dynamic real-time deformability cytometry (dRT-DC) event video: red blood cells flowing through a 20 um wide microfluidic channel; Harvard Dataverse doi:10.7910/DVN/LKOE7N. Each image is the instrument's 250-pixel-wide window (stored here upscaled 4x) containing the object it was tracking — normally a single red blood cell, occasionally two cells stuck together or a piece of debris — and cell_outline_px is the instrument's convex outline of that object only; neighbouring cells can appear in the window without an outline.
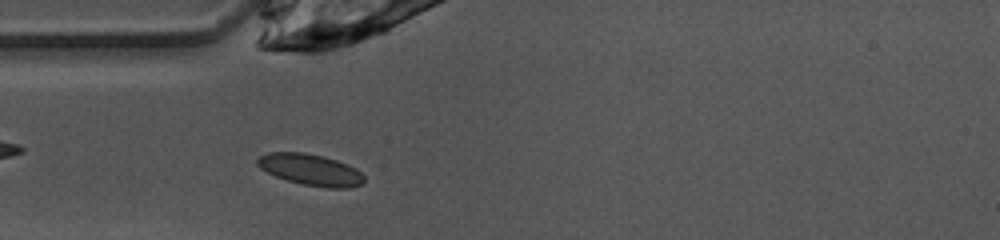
{"species": "common noctule bat (a hibernating species)", "species_latin": "Nyctalus noctula", "temperature_condition": "warm", "stored_images_in_passage": 34, "camera_frame_rate_fps": 3000, "um_per_image_px": 0.085, "animal": {"sex": "female", "body_mass_g": 10.0, "forearm_length_mm": 53.1}, "frame": {"image": 1, "passage_image": 4, "time_ms": 1.0, "image_size_px": [1000, 240], "cell_outline_px": [[364, 184], [348, 188], [328, 188], [304, 184], [288, 180], [276, 176], [260, 168], [256, 164], [256, 160], [260, 156], [268, 152], [304, 152], [324, 156], [348, 164], [356, 168], [364, 176]], "centroid_in_image_um": [26.42, 14.42], "position_along_channel_um": 58.6, "area_um2": 19.54}}
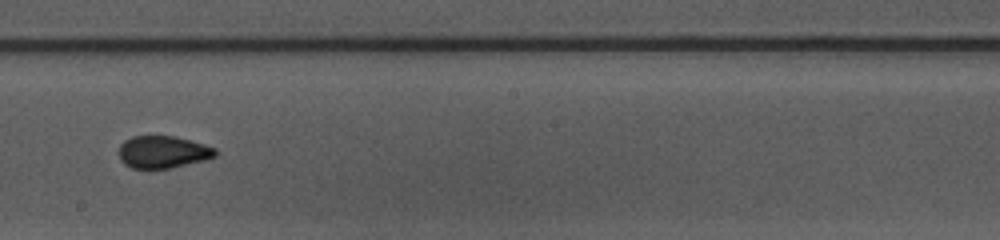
{"frame": {"image": 2, "passage_image": 17, "time_ms": 5.333, "image_size_px": [1000, 240], "cell_outline_px": [[216, 156], [204, 160], [172, 168], [132, 168], [124, 164], [120, 160], [120, 144], [124, 140], [132, 136], [172, 136], [204, 144], [216, 148]], "centroid_in_image_um": [13.83, 12.92], "position_along_channel_um": 234.4, "area_um2": 18.03}}
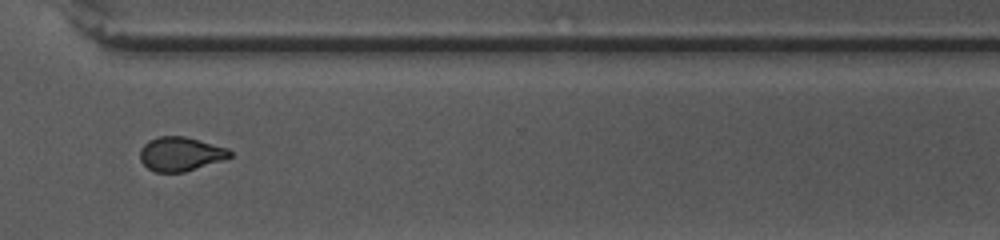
{"frame": {"image": 3, "passage_image": 26, "time_ms": 8.333, "image_size_px": [1000, 240], "cell_outline_px": [[232, 156], [224, 160], [184, 172], [156, 172], [148, 168], [140, 160], [140, 148], [148, 140], [160, 136], [184, 136], [228, 148], [232, 152]], "centroid_in_image_um": [15.35, 13.09], "position_along_channel_um": 355.3, "area_um2": 17.86}, "authors_computed_cell_mechanics": {"area_um2": 18.0914, "velocity_mm_per_s": 4.0394, "shape_relaxation_time_tau1_ms": null, "shape_relaxation_time_tau2_ms": 1.1885, "deformation_change_tau1": null, "deformation_change_tau2": 0.0656}}